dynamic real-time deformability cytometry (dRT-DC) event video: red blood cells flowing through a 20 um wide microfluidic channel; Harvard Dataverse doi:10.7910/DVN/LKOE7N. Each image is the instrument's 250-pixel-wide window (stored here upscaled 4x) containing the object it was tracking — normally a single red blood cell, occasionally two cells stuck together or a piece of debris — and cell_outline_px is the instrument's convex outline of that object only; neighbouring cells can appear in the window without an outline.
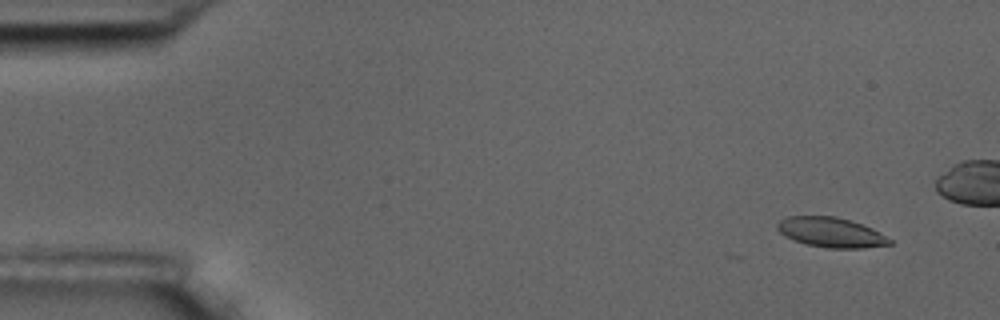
{"species": "common noctule bat (a hibernating species)", "species_latin": "Nyctalus noctula", "temperature_condition": "room temperature", "stored_images_in_passage": 6, "camera_frame_rate_fps": 3000, "um_per_image_px": 0.085, "animal": {"sex": "male", "body_mass_g": 17.5, "forearm_length_mm": 52.3}, "frame": {"image": 1, "passage_image": 2, "time_ms": 1.333, "image_size_px": [1000, 320], "cell_outline_px": [[892, 244], [864, 248], [828, 248], [808, 244], [792, 240], [784, 236], [776, 228], [776, 224], [780, 220], [788, 216], [836, 216], [872, 228], [880, 232], [892, 240]], "centroid_in_image_um": [70.62, 19.75], "position_along_channel_um": 14.4, "area_um2": 19.54}}